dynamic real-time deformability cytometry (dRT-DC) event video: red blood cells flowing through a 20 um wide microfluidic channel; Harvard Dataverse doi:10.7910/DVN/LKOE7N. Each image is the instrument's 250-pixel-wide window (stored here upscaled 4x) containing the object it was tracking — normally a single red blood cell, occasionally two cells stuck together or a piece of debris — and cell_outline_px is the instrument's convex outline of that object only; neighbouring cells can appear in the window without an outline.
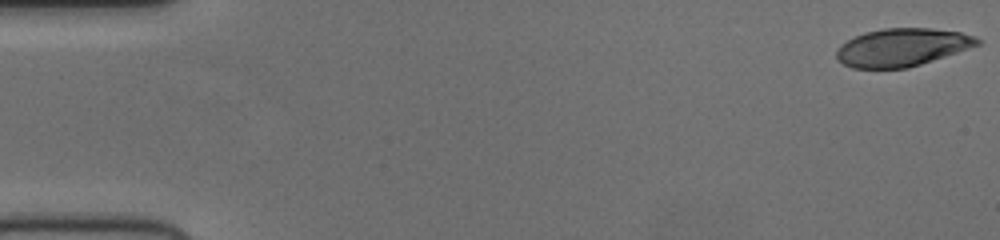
{"species": "human", "species_latin": "Homo sapiens", "temperature_condition": "cold", "stored_images_in_passage": 53, "camera_frame_rate_fps": 3000, "um_per_image_px": 0.085, "donor": {"sex": "female"}, "frame": {"image": 1, "passage_image": 1, "time_ms": 0.0, "image_size_px": [1000, 240], "cell_outline_px": [[980, 44], [908, 68], [852, 68], [844, 64], [836, 56], [836, 52], [840, 44], [864, 32], [884, 28], [932, 28], [960, 32], [976, 36], [980, 40]], "centroid_in_image_um": [76.66, 4.01], "position_along_channel_um": 8.3, "area_um2": 30.81}}
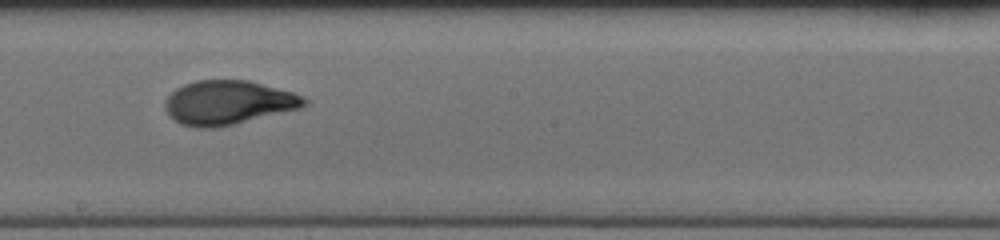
{"frame": {"image": 2, "passage_image": 30, "time_ms": 9.667, "image_size_px": [1000, 240], "cell_outline_px": [[308, 104], [300, 108], [232, 124], [212, 128], [196, 128], [180, 124], [168, 116], [164, 108], [164, 100], [176, 88], [184, 84], [196, 80], [248, 80], [292, 92], [308, 100]], "centroid_in_image_um": [19.33, 8.72], "position_along_channel_um": 228.9, "area_um2": 35.6}}
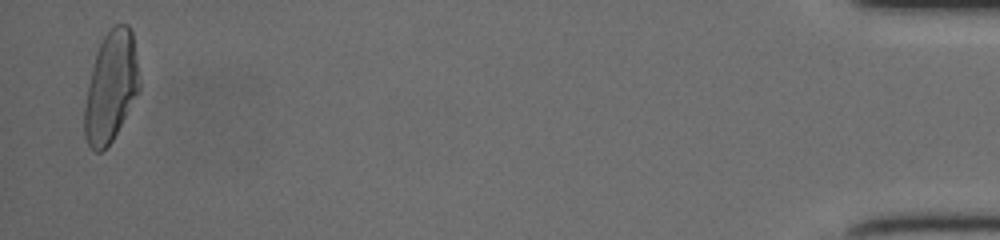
{"frame": {"image": 3, "passage_image": 52, "time_ms": 17.0, "image_size_px": [1000, 240], "cell_outline_px": [[140, 88], [112, 140], [100, 152], [96, 152], [88, 144], [84, 136], [84, 108], [92, 68], [96, 52], [104, 36], [116, 24], [128, 24], [132, 32], [140, 76]], "centroid_in_image_um": [9.43, 7.37], "position_along_channel_um": 425.8, "area_um2": 34.74}}